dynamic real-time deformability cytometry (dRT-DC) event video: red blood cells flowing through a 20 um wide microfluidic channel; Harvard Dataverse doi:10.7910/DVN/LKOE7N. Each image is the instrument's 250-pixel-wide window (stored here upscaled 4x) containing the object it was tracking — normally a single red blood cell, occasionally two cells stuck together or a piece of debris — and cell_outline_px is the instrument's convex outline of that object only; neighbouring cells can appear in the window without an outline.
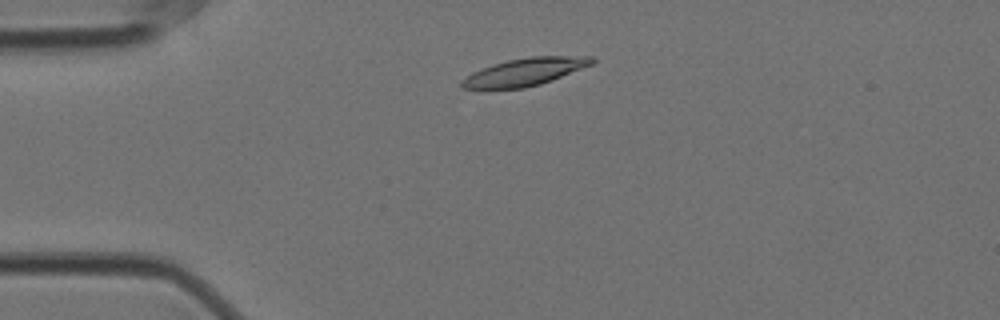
{"species": "Egyptian fruit bat (a non-hibernating species)", "species_latin": "Rousettus aegyptiacus", "temperature_condition": "cold", "stored_images_in_passage": 41, "camera_frame_rate_fps": 3000, "um_per_image_px": 0.085, "animal": {"sex": "female"}, "frame": {"image": 1, "passage_image": 2, "time_ms": 0.333, "image_size_px": [1000, 320], "cell_outline_px": [[596, 60], [592, 64], [552, 80], [540, 84], [524, 88], [460, 88], [460, 80], [472, 72], [492, 64], [508, 60], [532, 56], [592, 56]], "centroid_in_image_um": [44.6, 6.1], "position_along_channel_um": 40.4, "area_um2": 20.75}}
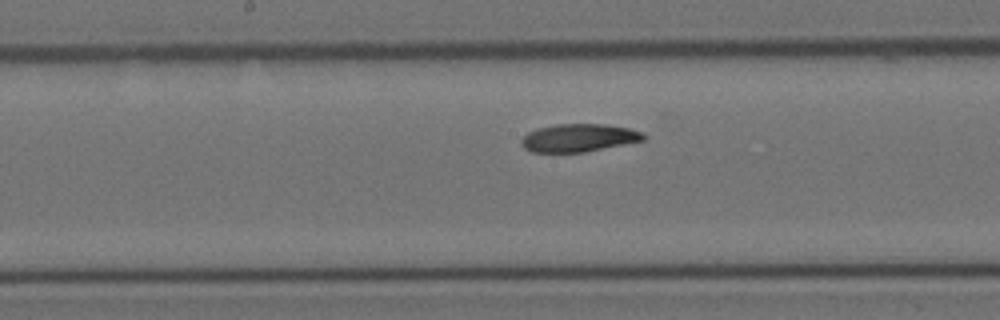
{"frame": {"image": 2, "passage_image": 18, "time_ms": 5.667, "image_size_px": [1000, 320], "cell_outline_px": [[648, 136], [644, 140], [584, 152], [532, 152], [524, 148], [520, 144], [520, 140], [528, 132], [536, 128], [556, 124], [604, 124], [628, 128], [644, 132]], "centroid_in_image_um": [49.18, 11.71], "position_along_channel_um": 199.0, "area_um2": 19.94}}
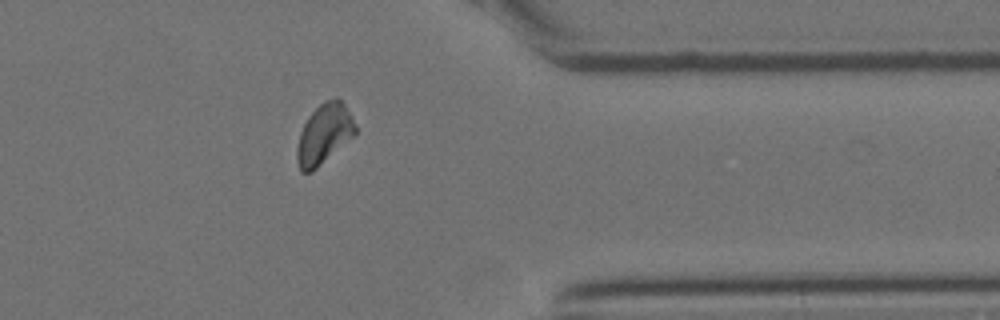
{"frame": {"image": 3, "passage_image": 35, "time_ms": 11.333, "image_size_px": [1000, 320], "cell_outline_px": [[356, 132], [352, 136], [312, 172], [300, 172], [296, 160], [296, 148], [300, 132], [308, 116], [324, 100], [336, 96], [344, 104], [352, 116], [356, 128]], "centroid_in_image_um": [27.51, 11.38], "position_along_channel_um": 383.9, "area_um2": 20.23}}